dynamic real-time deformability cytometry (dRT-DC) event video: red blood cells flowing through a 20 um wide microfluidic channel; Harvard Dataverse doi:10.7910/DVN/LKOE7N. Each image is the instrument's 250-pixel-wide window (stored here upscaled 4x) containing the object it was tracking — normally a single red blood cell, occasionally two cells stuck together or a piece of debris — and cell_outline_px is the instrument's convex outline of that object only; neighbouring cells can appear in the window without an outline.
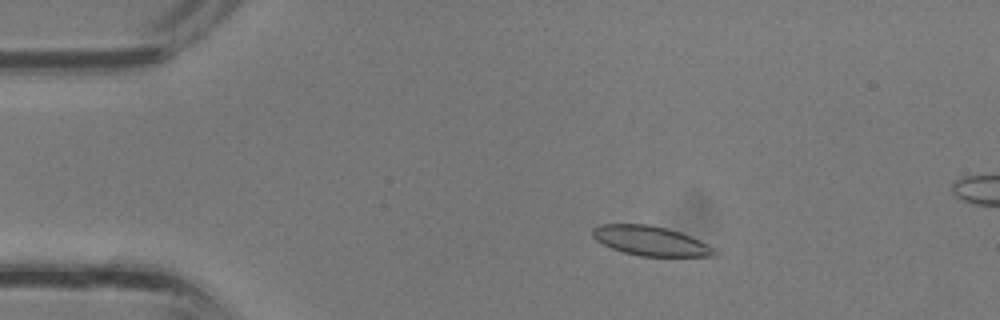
{"species": "common noctule bat (a hibernating species)", "species_latin": "Nyctalus noctula", "temperature_condition": "room temperature", "stored_images_in_passage": 38, "camera_frame_rate_fps": 3000, "um_per_image_px": 0.085, "animal": {"sex": "male", "body_mass_g": 13.3}, "frame": {"image": 1, "passage_image": 7, "time_ms": 2.0, "image_size_px": [1000, 320], "cell_outline_px": [[716, 256], [640, 256], [624, 252], [612, 248], [596, 240], [592, 236], [592, 228], [600, 224], [648, 224], [668, 228], [680, 232], [712, 248], [716, 252]], "centroid_in_image_um": [55.22, 20.46], "position_along_channel_um": 29.8, "area_um2": 20.63}}
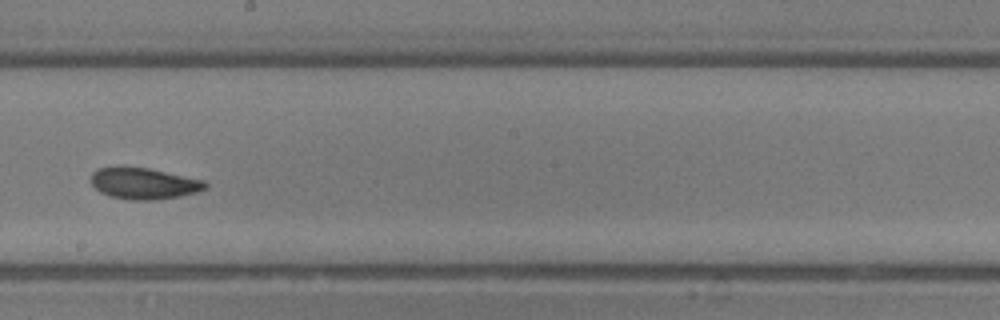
{"frame": {"image": 2, "passage_image": 21, "time_ms": 6.667, "image_size_px": [1000, 320], "cell_outline_px": [[208, 188], [196, 192], [180, 196], [156, 200], [132, 200], [108, 196], [100, 192], [92, 184], [92, 172], [96, 168], [116, 164], [124, 164], [148, 168], [204, 180], [208, 184]], "centroid_in_image_um": [12.18, 15.56], "position_along_channel_um": 236.0, "area_um2": 21.5}}
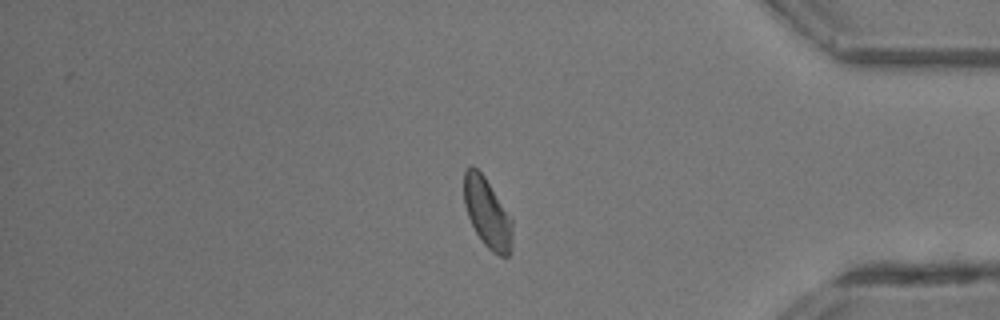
{"frame": {"image": 3, "passage_image": 31, "time_ms": 10.0, "image_size_px": [1000, 320], "cell_outline_px": [[512, 252], [508, 256], [500, 256], [492, 252], [484, 244], [476, 232], [468, 216], [464, 204], [464, 172], [472, 164], [484, 176], [512, 216]], "centroid_in_image_um": [41.45, 18.12], "position_along_channel_um": 393.8, "area_um2": 19.83}}